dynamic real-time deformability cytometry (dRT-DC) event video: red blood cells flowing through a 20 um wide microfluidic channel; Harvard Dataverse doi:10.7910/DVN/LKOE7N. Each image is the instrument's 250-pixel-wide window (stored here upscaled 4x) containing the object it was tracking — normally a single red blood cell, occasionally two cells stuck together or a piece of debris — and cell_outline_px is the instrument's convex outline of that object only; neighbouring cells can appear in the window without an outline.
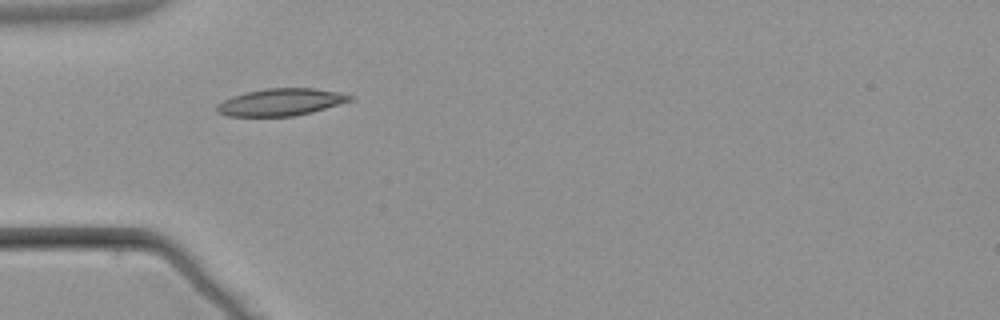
{"species": "common noctule bat (a hibernating species)", "species_latin": "Nyctalus noctula", "temperature_condition": "warm", "stored_images_in_passage": 5, "camera_frame_rate_fps": 3000, "um_per_image_px": 0.085, "animal": {"sex": "male", "body_mass_g": 21.5, "forearm_length_mm": 52.0}, "frame": {"image": 1, "passage_image": 1, "time_ms": 0.0, "image_size_px": [1000, 320], "cell_outline_px": [[356, 96], [352, 100], [312, 112], [296, 116], [228, 116], [216, 112], [216, 104], [232, 96], [244, 92], [264, 88], [316, 88], [340, 92]], "centroid_in_image_um": [23.87, 8.67], "position_along_channel_um": 61.1, "area_um2": 21.27}}
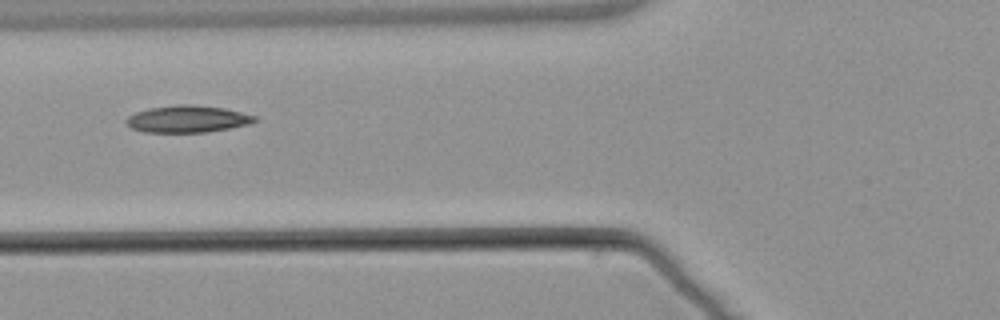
{"frame": {"image": 2, "passage_image": 2, "time_ms": 1.333, "image_size_px": [1000, 320], "cell_outline_px": [[256, 120], [248, 124], [208, 132], [144, 132], [132, 128], [124, 120], [128, 116], [136, 112], [152, 108], [176, 104], [192, 104], [224, 108], [256, 116]], "centroid_in_image_um": [15.92, 10.11], "position_along_channel_um": 109.9, "area_um2": 20.0}}